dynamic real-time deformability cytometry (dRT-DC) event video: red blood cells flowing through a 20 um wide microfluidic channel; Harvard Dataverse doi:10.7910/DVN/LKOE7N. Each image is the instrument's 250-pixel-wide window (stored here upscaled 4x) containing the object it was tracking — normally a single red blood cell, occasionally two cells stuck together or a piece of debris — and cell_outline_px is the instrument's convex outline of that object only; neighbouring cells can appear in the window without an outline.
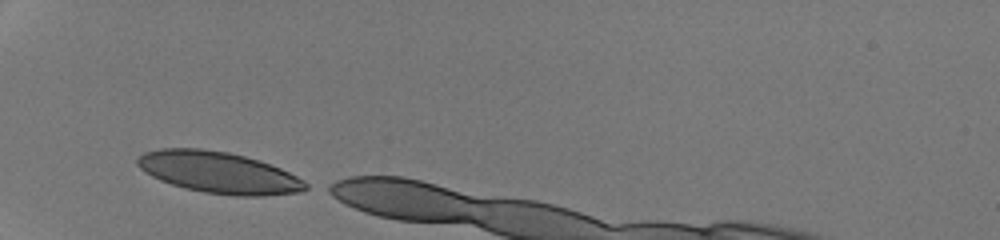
{"species": "human", "species_latin": "Homo sapiens", "temperature_condition": "room temperature", "stored_images_in_passage": 8, "camera_frame_rate_fps": 3000, "um_per_image_px": 0.085, "donor": {"sex": "male"}, "frame": {"image": 1, "passage_image": 1, "time_ms": 0.0, "image_size_px": [1000, 240], "cell_outline_px": [[308, 188], [300, 192], [264, 196], [236, 196], [204, 192], [184, 188], [160, 180], [144, 172], [136, 164], [136, 160], [144, 152], [160, 148], [200, 148], [228, 152], [260, 160], [280, 168], [304, 180], [308, 184]], "centroid_in_image_um": [18.59, 14.66], "position_along_channel_um": 66.4, "area_um2": 40.69}}
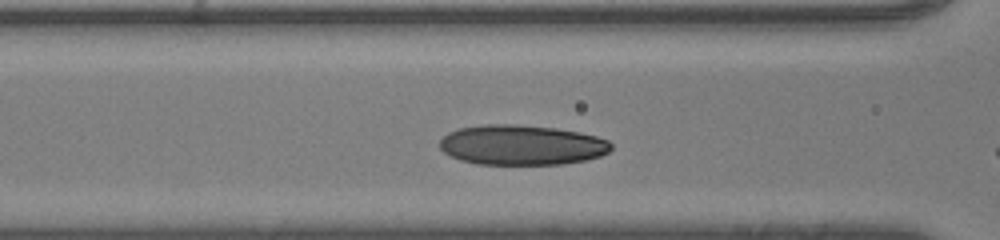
{"frame": {"image": 2, "passage_image": 6, "time_ms": 1.667, "image_size_px": [1000, 240], "cell_outline_px": [[612, 148], [608, 152], [600, 156], [584, 160], [560, 164], [476, 164], [460, 160], [444, 152], [440, 148], [440, 140], [448, 132], [460, 128], [484, 124], [516, 124], [556, 128], [580, 132], [596, 136], [608, 140], [612, 144]], "centroid_in_image_um": [44.34, 12.32], "position_along_channel_um": 122.3, "area_um2": 40.06}}